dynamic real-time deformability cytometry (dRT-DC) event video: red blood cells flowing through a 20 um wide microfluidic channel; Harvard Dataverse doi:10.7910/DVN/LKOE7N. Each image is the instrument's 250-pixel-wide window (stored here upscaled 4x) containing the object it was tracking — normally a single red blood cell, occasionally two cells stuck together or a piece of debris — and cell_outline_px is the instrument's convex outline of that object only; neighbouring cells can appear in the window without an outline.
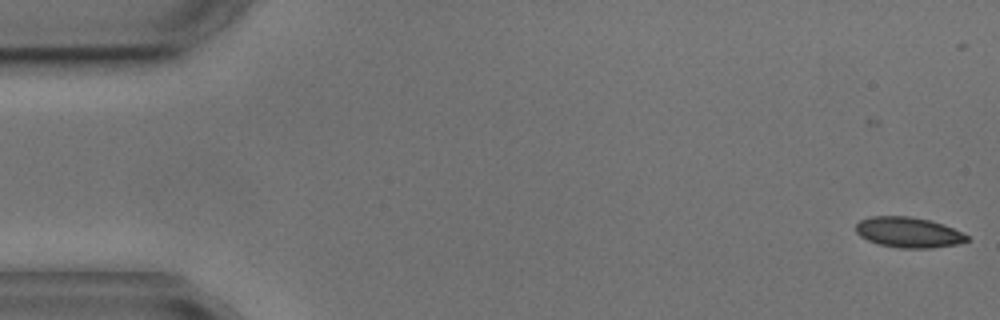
{"species": "common noctule bat (a hibernating species)", "species_latin": "Nyctalus noctula", "temperature_condition": "cold", "stored_images_in_passage": 6, "camera_frame_rate_fps": 3000, "um_per_image_px": 0.085, "animal": {"sex": "male", "body_mass_g": 17.9, "forearm_length_mm": 54.2}, "frame": {"image": 1, "passage_image": 2, "time_ms": 1.333, "image_size_px": [1000, 320], "cell_outline_px": [[968, 240], [956, 244], [932, 248], [900, 248], [876, 244], [860, 236], [856, 232], [856, 224], [860, 220], [872, 216], [912, 216], [932, 220], [944, 224], [968, 236]], "centroid_in_image_um": [77.19, 19.74], "position_along_channel_um": 7.8, "area_um2": 19.77}}
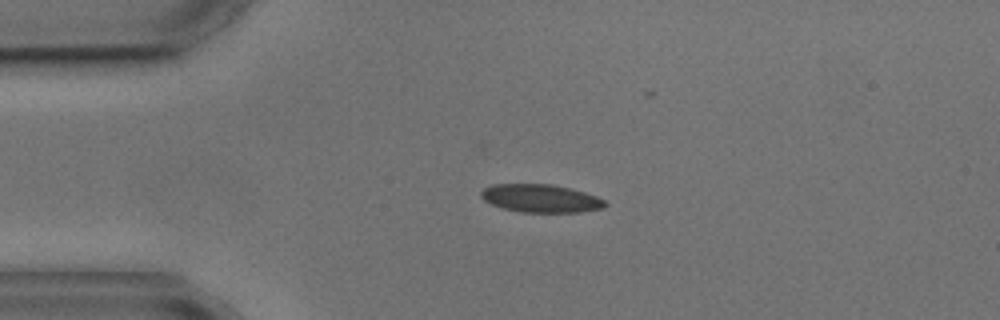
{"frame": {"image": 2, "passage_image": 5, "time_ms": 5.0, "image_size_px": [1000, 320], "cell_outline_px": [[608, 204], [604, 208], [580, 212], [520, 212], [504, 208], [492, 204], [484, 200], [480, 196], [480, 192], [484, 188], [492, 184], [552, 184], [584, 192], [596, 196], [604, 200]], "centroid_in_image_um": [45.96, 16.86], "position_along_channel_um": 39.0, "area_um2": 20.23}}